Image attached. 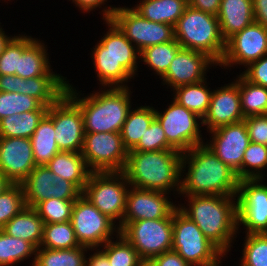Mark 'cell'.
Instances as JSON below:
<instances>
[{
    "label": "cell",
    "mask_w": 267,
    "mask_h": 266,
    "mask_svg": "<svg viewBox=\"0 0 267 266\" xmlns=\"http://www.w3.org/2000/svg\"><path fill=\"white\" fill-rule=\"evenodd\" d=\"M0 24H2L0 22ZM4 25H0V55L2 54V51L4 50L5 46L9 43V41L14 37L13 35H8L5 33V29L3 28Z\"/></svg>",
    "instance_id": "cell-54"
},
{
    "label": "cell",
    "mask_w": 267,
    "mask_h": 266,
    "mask_svg": "<svg viewBox=\"0 0 267 266\" xmlns=\"http://www.w3.org/2000/svg\"><path fill=\"white\" fill-rule=\"evenodd\" d=\"M35 253L36 248L30 242L11 237L0 229V266L18 265L30 258L33 265Z\"/></svg>",
    "instance_id": "cell-36"
},
{
    "label": "cell",
    "mask_w": 267,
    "mask_h": 266,
    "mask_svg": "<svg viewBox=\"0 0 267 266\" xmlns=\"http://www.w3.org/2000/svg\"><path fill=\"white\" fill-rule=\"evenodd\" d=\"M25 206L24 188L22 184H12L0 194V229Z\"/></svg>",
    "instance_id": "cell-44"
},
{
    "label": "cell",
    "mask_w": 267,
    "mask_h": 266,
    "mask_svg": "<svg viewBox=\"0 0 267 266\" xmlns=\"http://www.w3.org/2000/svg\"><path fill=\"white\" fill-rule=\"evenodd\" d=\"M158 150H175L168 142L161 124L155 118L142 135L139 143L130 151L148 152Z\"/></svg>",
    "instance_id": "cell-45"
},
{
    "label": "cell",
    "mask_w": 267,
    "mask_h": 266,
    "mask_svg": "<svg viewBox=\"0 0 267 266\" xmlns=\"http://www.w3.org/2000/svg\"><path fill=\"white\" fill-rule=\"evenodd\" d=\"M13 183H11L1 172H0V194H2L8 187H10Z\"/></svg>",
    "instance_id": "cell-55"
},
{
    "label": "cell",
    "mask_w": 267,
    "mask_h": 266,
    "mask_svg": "<svg viewBox=\"0 0 267 266\" xmlns=\"http://www.w3.org/2000/svg\"><path fill=\"white\" fill-rule=\"evenodd\" d=\"M266 169L267 146L250 141L242 160V179H265Z\"/></svg>",
    "instance_id": "cell-39"
},
{
    "label": "cell",
    "mask_w": 267,
    "mask_h": 266,
    "mask_svg": "<svg viewBox=\"0 0 267 266\" xmlns=\"http://www.w3.org/2000/svg\"><path fill=\"white\" fill-rule=\"evenodd\" d=\"M231 81L212 91L208 111L202 119L207 132L245 119L241 110L239 86L234 80Z\"/></svg>",
    "instance_id": "cell-21"
},
{
    "label": "cell",
    "mask_w": 267,
    "mask_h": 266,
    "mask_svg": "<svg viewBox=\"0 0 267 266\" xmlns=\"http://www.w3.org/2000/svg\"><path fill=\"white\" fill-rule=\"evenodd\" d=\"M103 24L108 31L90 54L95 77L101 88L129 87L127 83L138 75V66L142 67L140 52L112 20H103Z\"/></svg>",
    "instance_id": "cell-1"
},
{
    "label": "cell",
    "mask_w": 267,
    "mask_h": 266,
    "mask_svg": "<svg viewBox=\"0 0 267 266\" xmlns=\"http://www.w3.org/2000/svg\"><path fill=\"white\" fill-rule=\"evenodd\" d=\"M21 77L16 75H0V91L1 92H17L20 93Z\"/></svg>",
    "instance_id": "cell-51"
},
{
    "label": "cell",
    "mask_w": 267,
    "mask_h": 266,
    "mask_svg": "<svg viewBox=\"0 0 267 266\" xmlns=\"http://www.w3.org/2000/svg\"><path fill=\"white\" fill-rule=\"evenodd\" d=\"M75 200L50 198L37 203L33 208L44 224L68 222L71 221Z\"/></svg>",
    "instance_id": "cell-42"
},
{
    "label": "cell",
    "mask_w": 267,
    "mask_h": 266,
    "mask_svg": "<svg viewBox=\"0 0 267 266\" xmlns=\"http://www.w3.org/2000/svg\"><path fill=\"white\" fill-rule=\"evenodd\" d=\"M267 54V28L254 21L226 41V50L219 67H247ZM241 65V66H240ZM244 66V67H243Z\"/></svg>",
    "instance_id": "cell-15"
},
{
    "label": "cell",
    "mask_w": 267,
    "mask_h": 266,
    "mask_svg": "<svg viewBox=\"0 0 267 266\" xmlns=\"http://www.w3.org/2000/svg\"><path fill=\"white\" fill-rule=\"evenodd\" d=\"M88 249L83 245L71 249L38 248L31 266H86Z\"/></svg>",
    "instance_id": "cell-34"
},
{
    "label": "cell",
    "mask_w": 267,
    "mask_h": 266,
    "mask_svg": "<svg viewBox=\"0 0 267 266\" xmlns=\"http://www.w3.org/2000/svg\"><path fill=\"white\" fill-rule=\"evenodd\" d=\"M129 188L123 172H91L82 195L120 228Z\"/></svg>",
    "instance_id": "cell-8"
},
{
    "label": "cell",
    "mask_w": 267,
    "mask_h": 266,
    "mask_svg": "<svg viewBox=\"0 0 267 266\" xmlns=\"http://www.w3.org/2000/svg\"><path fill=\"white\" fill-rule=\"evenodd\" d=\"M115 7L111 20L136 46L139 52L147 47L173 41L172 25L149 21L136 12L132 6Z\"/></svg>",
    "instance_id": "cell-14"
},
{
    "label": "cell",
    "mask_w": 267,
    "mask_h": 266,
    "mask_svg": "<svg viewBox=\"0 0 267 266\" xmlns=\"http://www.w3.org/2000/svg\"><path fill=\"white\" fill-rule=\"evenodd\" d=\"M81 154L91 172H123L128 150L119 132H85Z\"/></svg>",
    "instance_id": "cell-13"
},
{
    "label": "cell",
    "mask_w": 267,
    "mask_h": 266,
    "mask_svg": "<svg viewBox=\"0 0 267 266\" xmlns=\"http://www.w3.org/2000/svg\"><path fill=\"white\" fill-rule=\"evenodd\" d=\"M70 81L51 69L46 75L21 78L20 93L37 99L43 106L55 104L65 93Z\"/></svg>",
    "instance_id": "cell-23"
},
{
    "label": "cell",
    "mask_w": 267,
    "mask_h": 266,
    "mask_svg": "<svg viewBox=\"0 0 267 266\" xmlns=\"http://www.w3.org/2000/svg\"><path fill=\"white\" fill-rule=\"evenodd\" d=\"M153 260L159 266H191L174 250L166 251L154 257Z\"/></svg>",
    "instance_id": "cell-49"
},
{
    "label": "cell",
    "mask_w": 267,
    "mask_h": 266,
    "mask_svg": "<svg viewBox=\"0 0 267 266\" xmlns=\"http://www.w3.org/2000/svg\"><path fill=\"white\" fill-rule=\"evenodd\" d=\"M30 141L36 165H46L58 152H60L55 141L53 104L48 107L47 113L39 121Z\"/></svg>",
    "instance_id": "cell-27"
},
{
    "label": "cell",
    "mask_w": 267,
    "mask_h": 266,
    "mask_svg": "<svg viewBox=\"0 0 267 266\" xmlns=\"http://www.w3.org/2000/svg\"><path fill=\"white\" fill-rule=\"evenodd\" d=\"M239 266H267V233L245 234Z\"/></svg>",
    "instance_id": "cell-41"
},
{
    "label": "cell",
    "mask_w": 267,
    "mask_h": 266,
    "mask_svg": "<svg viewBox=\"0 0 267 266\" xmlns=\"http://www.w3.org/2000/svg\"><path fill=\"white\" fill-rule=\"evenodd\" d=\"M48 106L38 110L13 114L0 120V137L31 138L39 121L47 113Z\"/></svg>",
    "instance_id": "cell-32"
},
{
    "label": "cell",
    "mask_w": 267,
    "mask_h": 266,
    "mask_svg": "<svg viewBox=\"0 0 267 266\" xmlns=\"http://www.w3.org/2000/svg\"><path fill=\"white\" fill-rule=\"evenodd\" d=\"M1 230L11 237L30 242L38 249L43 239L44 221L33 207L25 206Z\"/></svg>",
    "instance_id": "cell-25"
},
{
    "label": "cell",
    "mask_w": 267,
    "mask_h": 266,
    "mask_svg": "<svg viewBox=\"0 0 267 266\" xmlns=\"http://www.w3.org/2000/svg\"><path fill=\"white\" fill-rule=\"evenodd\" d=\"M174 37L182 48L203 52L218 64L224 57L226 41L215 15L188 5L174 26Z\"/></svg>",
    "instance_id": "cell-6"
},
{
    "label": "cell",
    "mask_w": 267,
    "mask_h": 266,
    "mask_svg": "<svg viewBox=\"0 0 267 266\" xmlns=\"http://www.w3.org/2000/svg\"><path fill=\"white\" fill-rule=\"evenodd\" d=\"M171 196L173 195L166 192L144 190L130 186L122 222L168 217L178 207L177 201L173 202Z\"/></svg>",
    "instance_id": "cell-20"
},
{
    "label": "cell",
    "mask_w": 267,
    "mask_h": 266,
    "mask_svg": "<svg viewBox=\"0 0 267 266\" xmlns=\"http://www.w3.org/2000/svg\"><path fill=\"white\" fill-rule=\"evenodd\" d=\"M72 1L81 13H90L101 8L102 20H111L113 12L115 11V5H109L108 0H68ZM107 2V3H106ZM108 4V5H107ZM103 6V8H102Z\"/></svg>",
    "instance_id": "cell-48"
},
{
    "label": "cell",
    "mask_w": 267,
    "mask_h": 266,
    "mask_svg": "<svg viewBox=\"0 0 267 266\" xmlns=\"http://www.w3.org/2000/svg\"><path fill=\"white\" fill-rule=\"evenodd\" d=\"M136 3L132 8L145 19L173 27L188 6V0H140Z\"/></svg>",
    "instance_id": "cell-28"
},
{
    "label": "cell",
    "mask_w": 267,
    "mask_h": 266,
    "mask_svg": "<svg viewBox=\"0 0 267 266\" xmlns=\"http://www.w3.org/2000/svg\"><path fill=\"white\" fill-rule=\"evenodd\" d=\"M2 1H3V0H2ZM8 1H9V2H11V1H13V0H7V1H6V0H4V2H6V3H7Z\"/></svg>",
    "instance_id": "cell-57"
},
{
    "label": "cell",
    "mask_w": 267,
    "mask_h": 266,
    "mask_svg": "<svg viewBox=\"0 0 267 266\" xmlns=\"http://www.w3.org/2000/svg\"><path fill=\"white\" fill-rule=\"evenodd\" d=\"M95 250V251H94ZM89 251H93L92 253ZM91 253V254H90ZM86 266H111L107 256L99 248L88 249Z\"/></svg>",
    "instance_id": "cell-53"
},
{
    "label": "cell",
    "mask_w": 267,
    "mask_h": 266,
    "mask_svg": "<svg viewBox=\"0 0 267 266\" xmlns=\"http://www.w3.org/2000/svg\"><path fill=\"white\" fill-rule=\"evenodd\" d=\"M254 20L267 28V0H252Z\"/></svg>",
    "instance_id": "cell-52"
},
{
    "label": "cell",
    "mask_w": 267,
    "mask_h": 266,
    "mask_svg": "<svg viewBox=\"0 0 267 266\" xmlns=\"http://www.w3.org/2000/svg\"><path fill=\"white\" fill-rule=\"evenodd\" d=\"M155 118L164 130L167 142L177 151L184 153L205 144L202 118L172 99L163 111L155 109Z\"/></svg>",
    "instance_id": "cell-10"
},
{
    "label": "cell",
    "mask_w": 267,
    "mask_h": 266,
    "mask_svg": "<svg viewBox=\"0 0 267 266\" xmlns=\"http://www.w3.org/2000/svg\"><path fill=\"white\" fill-rule=\"evenodd\" d=\"M241 74L251 83L267 88V54L251 62Z\"/></svg>",
    "instance_id": "cell-47"
},
{
    "label": "cell",
    "mask_w": 267,
    "mask_h": 266,
    "mask_svg": "<svg viewBox=\"0 0 267 266\" xmlns=\"http://www.w3.org/2000/svg\"><path fill=\"white\" fill-rule=\"evenodd\" d=\"M221 0H188V5L196 10H200L217 16L220 9Z\"/></svg>",
    "instance_id": "cell-50"
},
{
    "label": "cell",
    "mask_w": 267,
    "mask_h": 266,
    "mask_svg": "<svg viewBox=\"0 0 267 266\" xmlns=\"http://www.w3.org/2000/svg\"><path fill=\"white\" fill-rule=\"evenodd\" d=\"M99 249L107 256L111 266H140L137 250L121 234Z\"/></svg>",
    "instance_id": "cell-38"
},
{
    "label": "cell",
    "mask_w": 267,
    "mask_h": 266,
    "mask_svg": "<svg viewBox=\"0 0 267 266\" xmlns=\"http://www.w3.org/2000/svg\"><path fill=\"white\" fill-rule=\"evenodd\" d=\"M210 139L205 142L214 154L242 179V160L250 143L245 121L225 125L208 131Z\"/></svg>",
    "instance_id": "cell-16"
},
{
    "label": "cell",
    "mask_w": 267,
    "mask_h": 266,
    "mask_svg": "<svg viewBox=\"0 0 267 266\" xmlns=\"http://www.w3.org/2000/svg\"><path fill=\"white\" fill-rule=\"evenodd\" d=\"M120 234L137 250L141 260L172 250V213L162 219L122 222Z\"/></svg>",
    "instance_id": "cell-9"
},
{
    "label": "cell",
    "mask_w": 267,
    "mask_h": 266,
    "mask_svg": "<svg viewBox=\"0 0 267 266\" xmlns=\"http://www.w3.org/2000/svg\"><path fill=\"white\" fill-rule=\"evenodd\" d=\"M47 48L44 40L36 38L19 57L16 76L27 79L46 75L52 69Z\"/></svg>",
    "instance_id": "cell-29"
},
{
    "label": "cell",
    "mask_w": 267,
    "mask_h": 266,
    "mask_svg": "<svg viewBox=\"0 0 267 266\" xmlns=\"http://www.w3.org/2000/svg\"><path fill=\"white\" fill-rule=\"evenodd\" d=\"M217 18L221 36L227 41L255 21L252 0H221Z\"/></svg>",
    "instance_id": "cell-24"
},
{
    "label": "cell",
    "mask_w": 267,
    "mask_h": 266,
    "mask_svg": "<svg viewBox=\"0 0 267 266\" xmlns=\"http://www.w3.org/2000/svg\"><path fill=\"white\" fill-rule=\"evenodd\" d=\"M251 142L267 146V114L244 119Z\"/></svg>",
    "instance_id": "cell-46"
},
{
    "label": "cell",
    "mask_w": 267,
    "mask_h": 266,
    "mask_svg": "<svg viewBox=\"0 0 267 266\" xmlns=\"http://www.w3.org/2000/svg\"><path fill=\"white\" fill-rule=\"evenodd\" d=\"M21 184L28 207L50 198L77 199L82 194L72 182L55 175L46 165H37Z\"/></svg>",
    "instance_id": "cell-17"
},
{
    "label": "cell",
    "mask_w": 267,
    "mask_h": 266,
    "mask_svg": "<svg viewBox=\"0 0 267 266\" xmlns=\"http://www.w3.org/2000/svg\"><path fill=\"white\" fill-rule=\"evenodd\" d=\"M182 156L177 150L128 151L123 173L131 187L175 194L177 199L181 190Z\"/></svg>",
    "instance_id": "cell-5"
},
{
    "label": "cell",
    "mask_w": 267,
    "mask_h": 266,
    "mask_svg": "<svg viewBox=\"0 0 267 266\" xmlns=\"http://www.w3.org/2000/svg\"><path fill=\"white\" fill-rule=\"evenodd\" d=\"M140 266H159L153 259L141 260Z\"/></svg>",
    "instance_id": "cell-56"
},
{
    "label": "cell",
    "mask_w": 267,
    "mask_h": 266,
    "mask_svg": "<svg viewBox=\"0 0 267 266\" xmlns=\"http://www.w3.org/2000/svg\"><path fill=\"white\" fill-rule=\"evenodd\" d=\"M81 246L71 221L44 224L43 239L39 248L71 249Z\"/></svg>",
    "instance_id": "cell-37"
},
{
    "label": "cell",
    "mask_w": 267,
    "mask_h": 266,
    "mask_svg": "<svg viewBox=\"0 0 267 266\" xmlns=\"http://www.w3.org/2000/svg\"><path fill=\"white\" fill-rule=\"evenodd\" d=\"M30 138L0 137V172L21 184L36 167Z\"/></svg>",
    "instance_id": "cell-22"
},
{
    "label": "cell",
    "mask_w": 267,
    "mask_h": 266,
    "mask_svg": "<svg viewBox=\"0 0 267 266\" xmlns=\"http://www.w3.org/2000/svg\"><path fill=\"white\" fill-rule=\"evenodd\" d=\"M234 78L233 80L239 86L241 110L244 117L267 114V88L251 83L241 73Z\"/></svg>",
    "instance_id": "cell-33"
},
{
    "label": "cell",
    "mask_w": 267,
    "mask_h": 266,
    "mask_svg": "<svg viewBox=\"0 0 267 266\" xmlns=\"http://www.w3.org/2000/svg\"><path fill=\"white\" fill-rule=\"evenodd\" d=\"M207 81L208 79L195 84L179 86L172 90L173 93L171 96L180 105L203 119L208 111L213 91V89L208 86L210 82Z\"/></svg>",
    "instance_id": "cell-31"
},
{
    "label": "cell",
    "mask_w": 267,
    "mask_h": 266,
    "mask_svg": "<svg viewBox=\"0 0 267 266\" xmlns=\"http://www.w3.org/2000/svg\"><path fill=\"white\" fill-rule=\"evenodd\" d=\"M53 124L60 151H82L85 129L81 109L66 93L53 104Z\"/></svg>",
    "instance_id": "cell-18"
},
{
    "label": "cell",
    "mask_w": 267,
    "mask_h": 266,
    "mask_svg": "<svg viewBox=\"0 0 267 266\" xmlns=\"http://www.w3.org/2000/svg\"><path fill=\"white\" fill-rule=\"evenodd\" d=\"M178 208L199 227L206 238L227 258L237 238L236 195H190ZM182 197V198H181ZM187 201V205H186ZM186 205V206H185Z\"/></svg>",
    "instance_id": "cell-2"
},
{
    "label": "cell",
    "mask_w": 267,
    "mask_h": 266,
    "mask_svg": "<svg viewBox=\"0 0 267 266\" xmlns=\"http://www.w3.org/2000/svg\"><path fill=\"white\" fill-rule=\"evenodd\" d=\"M71 223L80 245L100 248L120 234L119 226L82 194L75 200Z\"/></svg>",
    "instance_id": "cell-11"
},
{
    "label": "cell",
    "mask_w": 267,
    "mask_h": 266,
    "mask_svg": "<svg viewBox=\"0 0 267 266\" xmlns=\"http://www.w3.org/2000/svg\"><path fill=\"white\" fill-rule=\"evenodd\" d=\"M42 104L35 98L17 92L0 91V120L15 113L38 110Z\"/></svg>",
    "instance_id": "cell-43"
},
{
    "label": "cell",
    "mask_w": 267,
    "mask_h": 266,
    "mask_svg": "<svg viewBox=\"0 0 267 266\" xmlns=\"http://www.w3.org/2000/svg\"><path fill=\"white\" fill-rule=\"evenodd\" d=\"M173 243L176 251L191 266H222L226 256L178 207L172 212ZM222 260V261H221Z\"/></svg>",
    "instance_id": "cell-7"
},
{
    "label": "cell",
    "mask_w": 267,
    "mask_h": 266,
    "mask_svg": "<svg viewBox=\"0 0 267 266\" xmlns=\"http://www.w3.org/2000/svg\"><path fill=\"white\" fill-rule=\"evenodd\" d=\"M217 66L219 64L207 54L181 48L171 61L167 72L160 78L161 85H167L165 88L172 91L182 85L199 83L208 79L206 77H209V69Z\"/></svg>",
    "instance_id": "cell-19"
},
{
    "label": "cell",
    "mask_w": 267,
    "mask_h": 266,
    "mask_svg": "<svg viewBox=\"0 0 267 266\" xmlns=\"http://www.w3.org/2000/svg\"><path fill=\"white\" fill-rule=\"evenodd\" d=\"M238 184L236 173L205 144L183 153L179 196L237 195Z\"/></svg>",
    "instance_id": "cell-3"
},
{
    "label": "cell",
    "mask_w": 267,
    "mask_h": 266,
    "mask_svg": "<svg viewBox=\"0 0 267 266\" xmlns=\"http://www.w3.org/2000/svg\"><path fill=\"white\" fill-rule=\"evenodd\" d=\"M46 166L63 179L72 182L83 192L91 171L81 152H58Z\"/></svg>",
    "instance_id": "cell-26"
},
{
    "label": "cell",
    "mask_w": 267,
    "mask_h": 266,
    "mask_svg": "<svg viewBox=\"0 0 267 266\" xmlns=\"http://www.w3.org/2000/svg\"><path fill=\"white\" fill-rule=\"evenodd\" d=\"M35 39L26 33L14 35L0 55V75H16L19 57Z\"/></svg>",
    "instance_id": "cell-40"
},
{
    "label": "cell",
    "mask_w": 267,
    "mask_h": 266,
    "mask_svg": "<svg viewBox=\"0 0 267 266\" xmlns=\"http://www.w3.org/2000/svg\"><path fill=\"white\" fill-rule=\"evenodd\" d=\"M181 48L176 39L147 47L140 52V62H144L143 64L153 71L152 74L159 76L160 79Z\"/></svg>",
    "instance_id": "cell-35"
},
{
    "label": "cell",
    "mask_w": 267,
    "mask_h": 266,
    "mask_svg": "<svg viewBox=\"0 0 267 266\" xmlns=\"http://www.w3.org/2000/svg\"><path fill=\"white\" fill-rule=\"evenodd\" d=\"M154 119L155 108L146 103L144 106H135L130 109L120 131L123 145L128 151L139 143Z\"/></svg>",
    "instance_id": "cell-30"
},
{
    "label": "cell",
    "mask_w": 267,
    "mask_h": 266,
    "mask_svg": "<svg viewBox=\"0 0 267 266\" xmlns=\"http://www.w3.org/2000/svg\"><path fill=\"white\" fill-rule=\"evenodd\" d=\"M132 87H109L82 94L68 83L66 94L80 107L85 132H119L132 108Z\"/></svg>",
    "instance_id": "cell-4"
},
{
    "label": "cell",
    "mask_w": 267,
    "mask_h": 266,
    "mask_svg": "<svg viewBox=\"0 0 267 266\" xmlns=\"http://www.w3.org/2000/svg\"><path fill=\"white\" fill-rule=\"evenodd\" d=\"M241 179L237 191V233H267V182ZM264 182V183H263ZM241 227H243L241 229Z\"/></svg>",
    "instance_id": "cell-12"
}]
</instances>
